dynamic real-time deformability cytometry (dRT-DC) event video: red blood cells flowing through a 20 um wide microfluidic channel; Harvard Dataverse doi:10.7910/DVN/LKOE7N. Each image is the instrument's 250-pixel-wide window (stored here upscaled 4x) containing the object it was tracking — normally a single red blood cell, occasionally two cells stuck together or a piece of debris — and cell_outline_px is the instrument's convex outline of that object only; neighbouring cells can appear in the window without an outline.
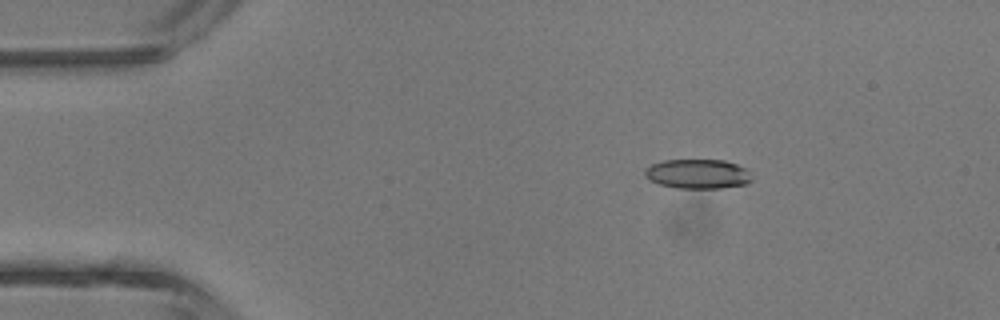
{"species": "common noctule bat (a hibernating species)", "species_latin": "Nyctalus noctula", "temperature_condition": "room temperature", "stored_images_in_passage": 4, "camera_frame_rate_fps": 3000, "um_per_image_px": 0.085, "animal": {"sex": "male", "body_mass_g": 13.3}, "frame": {"image": 1, "passage_image": 2, "time_ms": 2.0, "image_size_px": [1000, 320], "cell_outline_px": [[752, 180], [748, 184], [720, 188], [676, 188], [660, 184], [644, 176], [644, 168], [652, 164], [664, 160], [724, 160], [748, 168]], "centroid_in_image_um": [59.33, 14.78], "position_along_channel_um": 25.7, "area_um2": 18.5}}
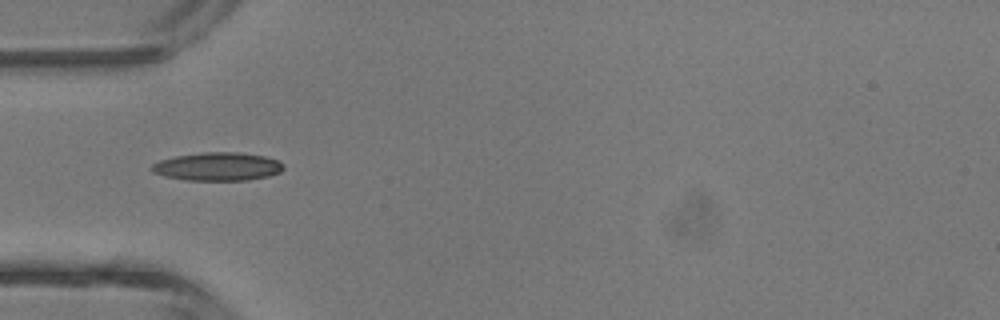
{"frame": {"image": 2, "passage_image": 4, "time_ms": 4.333, "image_size_px": [1000, 320], "cell_outline_px": [[284, 168], [280, 172], [268, 176], [248, 180], [184, 180], [152, 172], [148, 168], [152, 164], [160, 160], [176, 156], [204, 152], [236, 152], [264, 156], [276, 160], [284, 164]], "centroid_in_image_um": [18.49, 14.16], "position_along_channel_um": 66.5, "area_um2": 21.62}}